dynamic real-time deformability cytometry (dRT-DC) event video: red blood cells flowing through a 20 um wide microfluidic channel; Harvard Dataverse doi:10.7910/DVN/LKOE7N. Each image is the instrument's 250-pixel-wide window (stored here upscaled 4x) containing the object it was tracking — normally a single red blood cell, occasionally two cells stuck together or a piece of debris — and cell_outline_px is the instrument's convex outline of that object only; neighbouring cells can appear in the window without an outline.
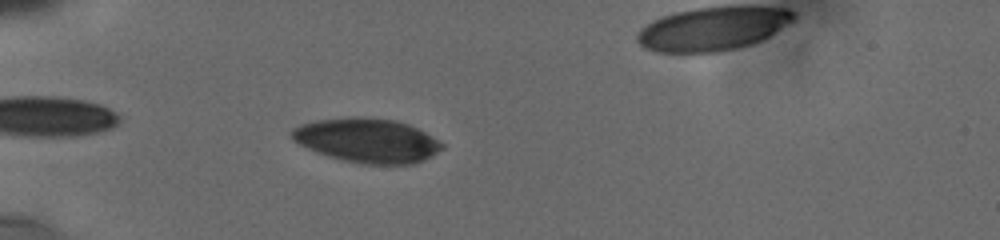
{"species": "human", "species_latin": "Homo sapiens", "temperature_condition": "cold", "stored_images_in_passage": 67, "camera_frame_rate_fps": 3000, "um_per_image_px": 0.085, "donor": {"sex": "male"}, "frame": {"image": 1, "passage_image": 3, "time_ms": 0.667, "image_size_px": [1000, 240], "cell_outline_px": [[444, 148], [432, 156], [416, 164], [360, 164], [340, 160], [316, 152], [292, 140], [292, 132], [300, 124], [320, 120], [396, 120], [408, 124], [424, 132], [444, 144]], "centroid_in_image_um": [31.26, 12.01], "position_along_channel_um": 53.7, "area_um2": 37.57}}
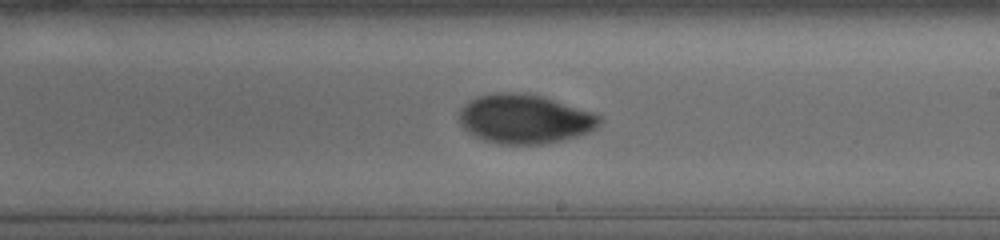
{"frame": {"image": 2, "passage_image": 22, "time_ms": 6.333, "image_size_px": [1000, 240], "cell_outline_px": [[600, 124], [596, 128], [588, 132], [576, 136], [560, 140], [540, 144], [500, 144], [484, 140], [472, 136], [460, 124], [460, 112], [472, 100], [480, 96], [504, 92], [540, 96], [600, 116]], "centroid_in_image_um": [44.57, 10.15], "position_along_channel_um": 244.4, "area_um2": 38.96}}
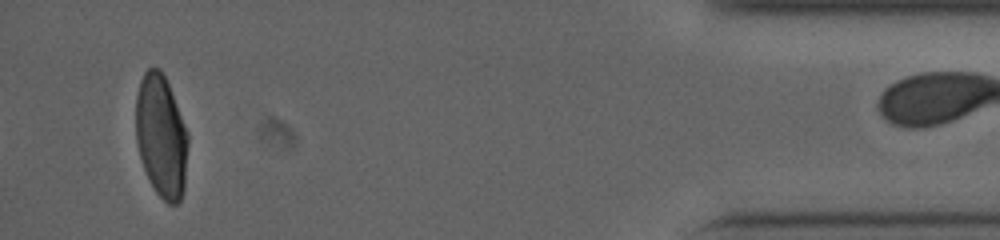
{"frame": {"image": 3, "passage_image": 65, "time_ms": 12.667, "image_size_px": [1000, 240], "cell_outline_px": [[188, 144], [184, 188], [180, 200], [176, 204], [168, 204], [156, 192], [144, 168], [140, 156], [136, 140], [136, 96], [140, 80], [144, 72], [148, 68], [160, 68], [168, 84], [188, 132]], "centroid_in_image_um": [13.71, 11.56], "position_along_channel_um": 421.5, "area_um2": 37.11}}